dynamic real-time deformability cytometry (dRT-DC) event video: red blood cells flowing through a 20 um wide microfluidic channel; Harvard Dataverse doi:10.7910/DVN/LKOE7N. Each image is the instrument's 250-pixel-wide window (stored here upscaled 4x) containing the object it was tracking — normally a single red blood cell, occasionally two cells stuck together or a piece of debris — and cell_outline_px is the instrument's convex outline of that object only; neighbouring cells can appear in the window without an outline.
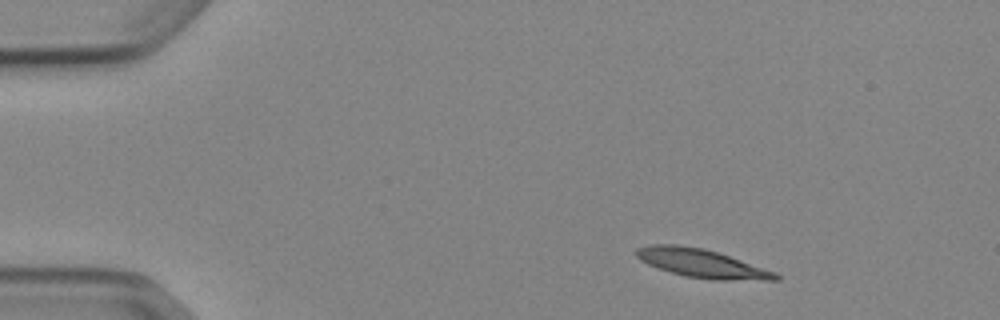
{"species": "Egyptian fruit bat (a non-hibernating species)", "species_latin": "Rousettus aegyptiacus", "temperature_condition": "cold", "stored_images_in_passage": 46, "camera_frame_rate_fps": 3000, "um_per_image_px": 0.085, "animal": {"sex": "female"}, "frame": {"image": 1, "passage_image": 1, "time_ms": 0.0, "image_size_px": [1000, 320], "cell_outline_px": [[780, 280], [712, 280], [688, 276], [672, 272], [648, 264], [640, 260], [632, 252], [636, 248], [652, 244], [676, 244], [704, 248], [776, 272], [780, 276]], "centroid_in_image_um": [59.62, 22.38], "position_along_channel_um": 25.4, "area_um2": 22.95}}
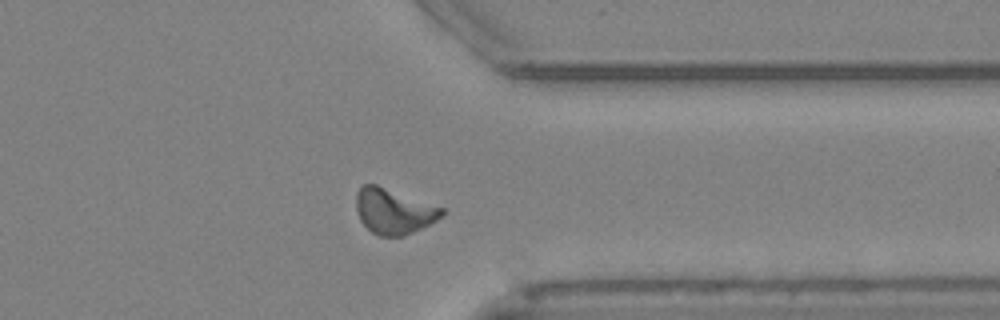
{"frame": {"image": 2, "passage_image": 35, "time_ms": 11.333, "image_size_px": [1000, 320], "cell_outline_px": [[444, 216], [404, 236], [380, 236], [372, 232], [360, 220], [356, 212], [356, 192], [364, 184], [376, 184], [444, 208]], "centroid_in_image_um": [33.44, 17.95], "position_along_channel_um": 378.0, "area_um2": 22.48}}
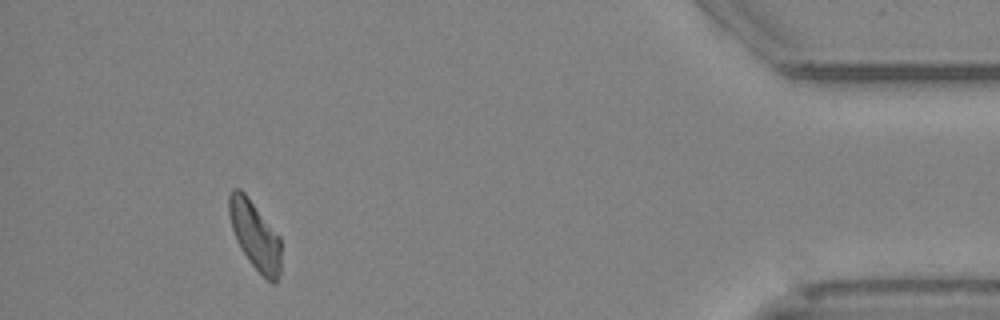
{"frame": {"image": 3, "passage_image": 42, "time_ms": 13.667, "image_size_px": [1000, 320], "cell_outline_px": [[280, 276], [276, 284], [272, 284], [248, 260], [240, 248], [236, 240], [232, 228], [228, 212], [228, 196], [232, 188], [240, 188], [244, 192], [280, 236]], "centroid_in_image_um": [21.66, 19.99], "position_along_channel_um": 413.5, "area_um2": 20.75}, "authors_computed_cell_mechanics": {"area_um2": 21.9062, "velocity_mm_per_s": 3.8508, "shape_relaxation_time_tau1_ms": 6.306, "shape_relaxation_time_tau2_ms": null, "deformation_change_tau1": 0.1768, "deformation_change_tau2": null}}